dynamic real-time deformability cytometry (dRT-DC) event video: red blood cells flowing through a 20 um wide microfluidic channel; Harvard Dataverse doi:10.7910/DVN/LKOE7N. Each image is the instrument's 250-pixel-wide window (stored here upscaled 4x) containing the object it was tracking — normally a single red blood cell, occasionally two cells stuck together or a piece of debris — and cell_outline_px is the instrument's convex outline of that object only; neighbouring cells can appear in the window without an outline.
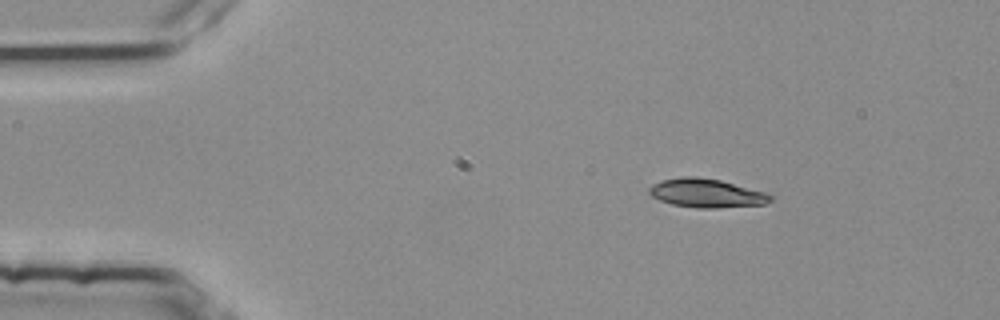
{"species": "common noctule bat (a hibernating species)", "species_latin": "Nyctalus noctula", "temperature_condition": "room temperature", "stored_images_in_passage": 4, "camera_frame_rate_fps": 3000, "um_per_image_px": 0.085, "animal": {"sex": "female", "body_mass_g": 25.1}, "frame": {"image": 1, "passage_image": 1, "time_ms": 0.0, "image_size_px": [1000, 320], "cell_outline_px": [[772, 200], [764, 204], [716, 208], [696, 208], [672, 204], [660, 200], [652, 196], [648, 192], [648, 188], [652, 184], [660, 180], [680, 176], [696, 176], [720, 180], [764, 192], [772, 196]], "centroid_in_image_um": [59.99, 16.41], "position_along_channel_um": 25.0, "area_um2": 20.29}}
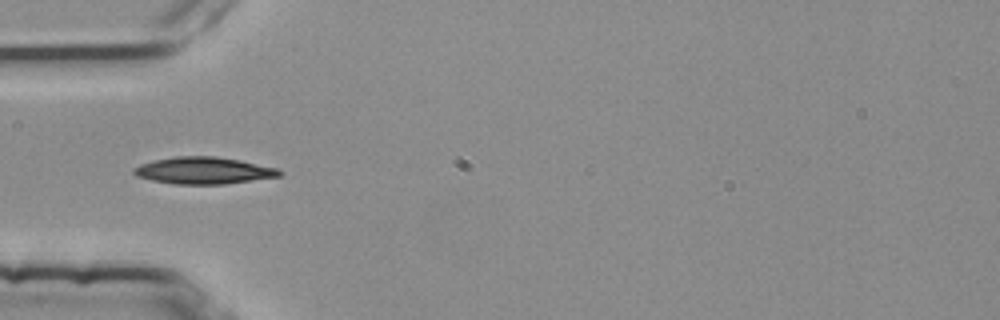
{"frame": {"image": 2, "passage_image": 3, "time_ms": 0.667, "image_size_px": [1000, 320], "cell_outline_px": [[280, 176], [224, 184], [176, 184], [152, 180], [136, 176], [132, 172], [132, 168], [140, 164], [156, 160], [176, 156], [216, 156], [276, 168], [280, 172]], "centroid_in_image_um": [17.23, 14.5], "position_along_channel_um": 67.8, "area_um2": 22.43}}